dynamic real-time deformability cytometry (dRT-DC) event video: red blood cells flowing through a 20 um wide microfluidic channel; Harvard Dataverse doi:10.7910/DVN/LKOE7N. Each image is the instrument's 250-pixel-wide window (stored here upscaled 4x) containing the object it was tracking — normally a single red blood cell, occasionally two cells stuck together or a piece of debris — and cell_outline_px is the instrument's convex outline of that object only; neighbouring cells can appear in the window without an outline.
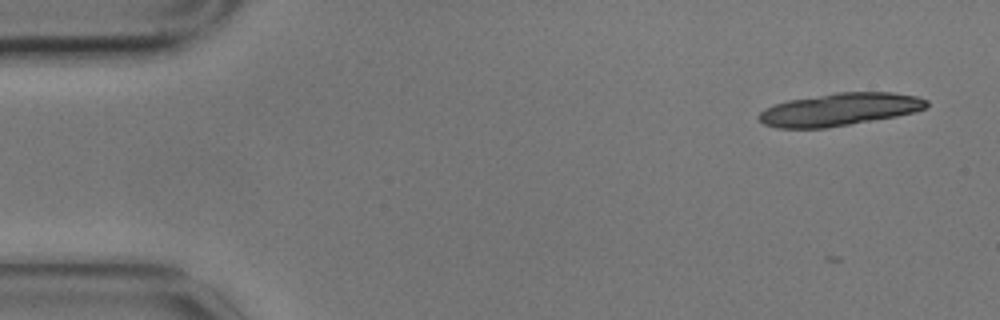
{"species": "common noctule bat (a hibernating species)", "species_latin": "Nyctalus noctula", "temperature_condition": "cold", "stored_images_in_passage": 6, "camera_frame_rate_fps": 3000, "um_per_image_px": 0.085, "animal": {"sex": "male", "body_mass_g": 17.9}, "frame": {"image": 1, "passage_image": 1, "time_ms": 0.0, "image_size_px": [1000, 320], "cell_outline_px": [[928, 108], [916, 112], [896, 116], [824, 128], [776, 128], [764, 124], [756, 116], [764, 108], [788, 100], [836, 92], [892, 92], [916, 96], [928, 100]], "centroid_in_image_um": [71.37, 9.29], "position_along_channel_um": 13.6, "area_um2": 31.91}}